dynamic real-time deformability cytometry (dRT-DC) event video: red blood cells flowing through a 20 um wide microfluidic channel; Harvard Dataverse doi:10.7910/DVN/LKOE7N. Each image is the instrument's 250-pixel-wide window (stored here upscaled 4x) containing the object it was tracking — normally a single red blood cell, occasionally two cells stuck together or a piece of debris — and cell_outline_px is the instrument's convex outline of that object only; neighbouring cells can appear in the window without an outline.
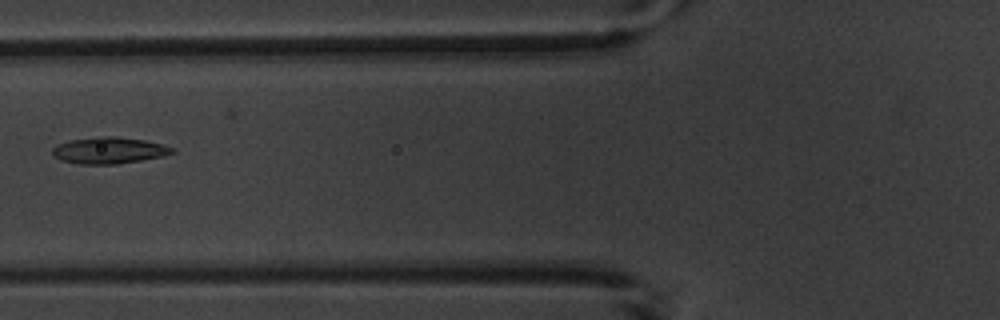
{"species": "common noctule bat (a hibernating species)", "species_latin": "Nyctalus noctula", "temperature_condition": "warm", "stored_images_in_passage": 7, "camera_frame_rate_fps": 3000, "um_per_image_px": 0.085, "animal": {"sex": "male", "body_mass_g": 20.1, "forearm_length_mm": 53.5}, "frame": {"image": 1, "passage_image": 7, "time_ms": 7.667, "image_size_px": [1000, 320], "cell_outline_px": [[176, 152], [164, 156], [116, 164], [80, 164], [64, 160], [52, 156], [52, 148], [56, 144], [68, 140], [96, 136], [116, 136], [144, 140], [164, 144], [176, 148]], "centroid_in_image_um": [9.28, 12.77], "position_along_channel_um": 116.5, "area_um2": 18.73}}